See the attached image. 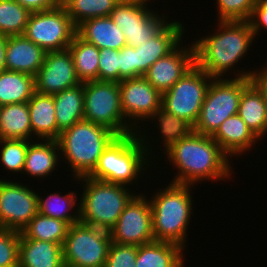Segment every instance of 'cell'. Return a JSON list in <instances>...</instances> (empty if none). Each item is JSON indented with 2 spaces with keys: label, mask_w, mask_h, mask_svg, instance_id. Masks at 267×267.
<instances>
[{
  "label": "cell",
  "mask_w": 267,
  "mask_h": 267,
  "mask_svg": "<svg viewBox=\"0 0 267 267\" xmlns=\"http://www.w3.org/2000/svg\"><path fill=\"white\" fill-rule=\"evenodd\" d=\"M216 24V32L194 39L195 64L213 78H223L232 71L236 78H254L260 69L235 68H239L236 64L246 57L256 39L248 21H218Z\"/></svg>",
  "instance_id": "cell-1"
},
{
  "label": "cell",
  "mask_w": 267,
  "mask_h": 267,
  "mask_svg": "<svg viewBox=\"0 0 267 267\" xmlns=\"http://www.w3.org/2000/svg\"><path fill=\"white\" fill-rule=\"evenodd\" d=\"M163 153L178 170L173 183L197 186L203 180L232 179L231 159L211 136L193 130Z\"/></svg>",
  "instance_id": "cell-2"
},
{
  "label": "cell",
  "mask_w": 267,
  "mask_h": 267,
  "mask_svg": "<svg viewBox=\"0 0 267 267\" xmlns=\"http://www.w3.org/2000/svg\"><path fill=\"white\" fill-rule=\"evenodd\" d=\"M144 134L147 135L138 129L133 134L117 136L103 151L94 171L88 177L129 187L130 184L134 186L138 179L143 180L141 178L144 173L146 175L145 170L153 165L152 160L157 157L155 154L151 156L154 149L148 142L151 138ZM151 158L153 159L150 162Z\"/></svg>",
  "instance_id": "cell-3"
},
{
  "label": "cell",
  "mask_w": 267,
  "mask_h": 267,
  "mask_svg": "<svg viewBox=\"0 0 267 267\" xmlns=\"http://www.w3.org/2000/svg\"><path fill=\"white\" fill-rule=\"evenodd\" d=\"M192 187L170 182L149 197L154 240L171 242L186 248L188 225L194 210L190 192Z\"/></svg>",
  "instance_id": "cell-4"
},
{
  "label": "cell",
  "mask_w": 267,
  "mask_h": 267,
  "mask_svg": "<svg viewBox=\"0 0 267 267\" xmlns=\"http://www.w3.org/2000/svg\"><path fill=\"white\" fill-rule=\"evenodd\" d=\"M116 137L112 130L87 120H81L62 131L57 139L60 156L73 170V179L88 177L103 151Z\"/></svg>",
  "instance_id": "cell-5"
},
{
  "label": "cell",
  "mask_w": 267,
  "mask_h": 267,
  "mask_svg": "<svg viewBox=\"0 0 267 267\" xmlns=\"http://www.w3.org/2000/svg\"><path fill=\"white\" fill-rule=\"evenodd\" d=\"M83 184L80 196V222L110 231L117 223L125 206L136 195L130 187L82 177L76 179ZM81 181V182H80Z\"/></svg>",
  "instance_id": "cell-6"
},
{
  "label": "cell",
  "mask_w": 267,
  "mask_h": 267,
  "mask_svg": "<svg viewBox=\"0 0 267 267\" xmlns=\"http://www.w3.org/2000/svg\"><path fill=\"white\" fill-rule=\"evenodd\" d=\"M253 78H213L193 130L212 136L228 118L237 114L243 89Z\"/></svg>",
  "instance_id": "cell-7"
},
{
  "label": "cell",
  "mask_w": 267,
  "mask_h": 267,
  "mask_svg": "<svg viewBox=\"0 0 267 267\" xmlns=\"http://www.w3.org/2000/svg\"><path fill=\"white\" fill-rule=\"evenodd\" d=\"M84 120L104 126L117 136L136 132L122 112L118 82H84Z\"/></svg>",
  "instance_id": "cell-8"
},
{
  "label": "cell",
  "mask_w": 267,
  "mask_h": 267,
  "mask_svg": "<svg viewBox=\"0 0 267 267\" xmlns=\"http://www.w3.org/2000/svg\"><path fill=\"white\" fill-rule=\"evenodd\" d=\"M109 231L78 222L69 226L63 262L76 267H104L111 244Z\"/></svg>",
  "instance_id": "cell-9"
},
{
  "label": "cell",
  "mask_w": 267,
  "mask_h": 267,
  "mask_svg": "<svg viewBox=\"0 0 267 267\" xmlns=\"http://www.w3.org/2000/svg\"><path fill=\"white\" fill-rule=\"evenodd\" d=\"M213 77L194 64L168 91L162 94V108L193 127Z\"/></svg>",
  "instance_id": "cell-10"
},
{
  "label": "cell",
  "mask_w": 267,
  "mask_h": 267,
  "mask_svg": "<svg viewBox=\"0 0 267 267\" xmlns=\"http://www.w3.org/2000/svg\"><path fill=\"white\" fill-rule=\"evenodd\" d=\"M150 0H120L110 18L122 30L126 44L134 48L152 39L170 20L151 10ZM157 12V13H156Z\"/></svg>",
  "instance_id": "cell-11"
},
{
  "label": "cell",
  "mask_w": 267,
  "mask_h": 267,
  "mask_svg": "<svg viewBox=\"0 0 267 267\" xmlns=\"http://www.w3.org/2000/svg\"><path fill=\"white\" fill-rule=\"evenodd\" d=\"M76 31L66 8L59 5L50 10L32 12L23 35L48 52L68 49Z\"/></svg>",
  "instance_id": "cell-12"
},
{
  "label": "cell",
  "mask_w": 267,
  "mask_h": 267,
  "mask_svg": "<svg viewBox=\"0 0 267 267\" xmlns=\"http://www.w3.org/2000/svg\"><path fill=\"white\" fill-rule=\"evenodd\" d=\"M13 179L0 178V228L20 232L38 213V193Z\"/></svg>",
  "instance_id": "cell-13"
},
{
  "label": "cell",
  "mask_w": 267,
  "mask_h": 267,
  "mask_svg": "<svg viewBox=\"0 0 267 267\" xmlns=\"http://www.w3.org/2000/svg\"><path fill=\"white\" fill-rule=\"evenodd\" d=\"M109 234L116 244L140 246L154 241L152 209L144 193L130 200Z\"/></svg>",
  "instance_id": "cell-14"
},
{
  "label": "cell",
  "mask_w": 267,
  "mask_h": 267,
  "mask_svg": "<svg viewBox=\"0 0 267 267\" xmlns=\"http://www.w3.org/2000/svg\"><path fill=\"white\" fill-rule=\"evenodd\" d=\"M119 88L121 108L125 119L136 131L142 126L144 132L147 131L144 123L154 111L162 107V94L144 77L122 80Z\"/></svg>",
  "instance_id": "cell-15"
},
{
  "label": "cell",
  "mask_w": 267,
  "mask_h": 267,
  "mask_svg": "<svg viewBox=\"0 0 267 267\" xmlns=\"http://www.w3.org/2000/svg\"><path fill=\"white\" fill-rule=\"evenodd\" d=\"M35 77V92L55 95L81 84L69 49L48 51Z\"/></svg>",
  "instance_id": "cell-16"
},
{
  "label": "cell",
  "mask_w": 267,
  "mask_h": 267,
  "mask_svg": "<svg viewBox=\"0 0 267 267\" xmlns=\"http://www.w3.org/2000/svg\"><path fill=\"white\" fill-rule=\"evenodd\" d=\"M181 42L171 53L158 59L144 78L161 94L168 91L195 64L193 41L182 46Z\"/></svg>",
  "instance_id": "cell-17"
},
{
  "label": "cell",
  "mask_w": 267,
  "mask_h": 267,
  "mask_svg": "<svg viewBox=\"0 0 267 267\" xmlns=\"http://www.w3.org/2000/svg\"><path fill=\"white\" fill-rule=\"evenodd\" d=\"M181 23L180 20L172 19L152 39L135 48L137 77H143L149 67L171 53L182 42L186 30Z\"/></svg>",
  "instance_id": "cell-18"
},
{
  "label": "cell",
  "mask_w": 267,
  "mask_h": 267,
  "mask_svg": "<svg viewBox=\"0 0 267 267\" xmlns=\"http://www.w3.org/2000/svg\"><path fill=\"white\" fill-rule=\"evenodd\" d=\"M46 53L24 35L8 36L6 70L35 76L44 63Z\"/></svg>",
  "instance_id": "cell-19"
},
{
  "label": "cell",
  "mask_w": 267,
  "mask_h": 267,
  "mask_svg": "<svg viewBox=\"0 0 267 267\" xmlns=\"http://www.w3.org/2000/svg\"><path fill=\"white\" fill-rule=\"evenodd\" d=\"M237 114L262 141L267 135V100L263 89L252 80L242 91Z\"/></svg>",
  "instance_id": "cell-20"
},
{
  "label": "cell",
  "mask_w": 267,
  "mask_h": 267,
  "mask_svg": "<svg viewBox=\"0 0 267 267\" xmlns=\"http://www.w3.org/2000/svg\"><path fill=\"white\" fill-rule=\"evenodd\" d=\"M211 137L230 158L245 155L259 141L238 114L228 117Z\"/></svg>",
  "instance_id": "cell-21"
},
{
  "label": "cell",
  "mask_w": 267,
  "mask_h": 267,
  "mask_svg": "<svg viewBox=\"0 0 267 267\" xmlns=\"http://www.w3.org/2000/svg\"><path fill=\"white\" fill-rule=\"evenodd\" d=\"M76 34L98 49L121 50L127 45L124 33L110 16L83 21L77 26Z\"/></svg>",
  "instance_id": "cell-22"
},
{
  "label": "cell",
  "mask_w": 267,
  "mask_h": 267,
  "mask_svg": "<svg viewBox=\"0 0 267 267\" xmlns=\"http://www.w3.org/2000/svg\"><path fill=\"white\" fill-rule=\"evenodd\" d=\"M36 141H29L23 174L37 179L48 178L53 170H58L56 166L61 160L59 144L57 140L51 139H36Z\"/></svg>",
  "instance_id": "cell-23"
},
{
  "label": "cell",
  "mask_w": 267,
  "mask_h": 267,
  "mask_svg": "<svg viewBox=\"0 0 267 267\" xmlns=\"http://www.w3.org/2000/svg\"><path fill=\"white\" fill-rule=\"evenodd\" d=\"M63 263L61 244L20 239L18 267H60Z\"/></svg>",
  "instance_id": "cell-24"
},
{
  "label": "cell",
  "mask_w": 267,
  "mask_h": 267,
  "mask_svg": "<svg viewBox=\"0 0 267 267\" xmlns=\"http://www.w3.org/2000/svg\"><path fill=\"white\" fill-rule=\"evenodd\" d=\"M184 250L180 245L154 240L137 246L135 264L136 267H184Z\"/></svg>",
  "instance_id": "cell-25"
},
{
  "label": "cell",
  "mask_w": 267,
  "mask_h": 267,
  "mask_svg": "<svg viewBox=\"0 0 267 267\" xmlns=\"http://www.w3.org/2000/svg\"><path fill=\"white\" fill-rule=\"evenodd\" d=\"M27 104L34 138L57 140L53 95L35 92Z\"/></svg>",
  "instance_id": "cell-26"
},
{
  "label": "cell",
  "mask_w": 267,
  "mask_h": 267,
  "mask_svg": "<svg viewBox=\"0 0 267 267\" xmlns=\"http://www.w3.org/2000/svg\"><path fill=\"white\" fill-rule=\"evenodd\" d=\"M53 97L58 139L62 131L84 120V83L58 92Z\"/></svg>",
  "instance_id": "cell-27"
},
{
  "label": "cell",
  "mask_w": 267,
  "mask_h": 267,
  "mask_svg": "<svg viewBox=\"0 0 267 267\" xmlns=\"http://www.w3.org/2000/svg\"><path fill=\"white\" fill-rule=\"evenodd\" d=\"M0 139H36L32 135L27 102L0 106Z\"/></svg>",
  "instance_id": "cell-28"
},
{
  "label": "cell",
  "mask_w": 267,
  "mask_h": 267,
  "mask_svg": "<svg viewBox=\"0 0 267 267\" xmlns=\"http://www.w3.org/2000/svg\"><path fill=\"white\" fill-rule=\"evenodd\" d=\"M39 195L38 192V213L65 221L70 226L80 222V202H78V195L75 191L68 192L64 195H60L58 192L50 193L46 197ZM74 207H76V210Z\"/></svg>",
  "instance_id": "cell-29"
},
{
  "label": "cell",
  "mask_w": 267,
  "mask_h": 267,
  "mask_svg": "<svg viewBox=\"0 0 267 267\" xmlns=\"http://www.w3.org/2000/svg\"><path fill=\"white\" fill-rule=\"evenodd\" d=\"M34 93V76L8 70L0 72V106L26 103Z\"/></svg>",
  "instance_id": "cell-30"
},
{
  "label": "cell",
  "mask_w": 267,
  "mask_h": 267,
  "mask_svg": "<svg viewBox=\"0 0 267 267\" xmlns=\"http://www.w3.org/2000/svg\"><path fill=\"white\" fill-rule=\"evenodd\" d=\"M68 49L72 55L75 72L80 82L98 80L100 49L84 41L77 34Z\"/></svg>",
  "instance_id": "cell-31"
},
{
  "label": "cell",
  "mask_w": 267,
  "mask_h": 267,
  "mask_svg": "<svg viewBox=\"0 0 267 267\" xmlns=\"http://www.w3.org/2000/svg\"><path fill=\"white\" fill-rule=\"evenodd\" d=\"M69 224L37 213L20 231V239L49 241L63 246Z\"/></svg>",
  "instance_id": "cell-32"
},
{
  "label": "cell",
  "mask_w": 267,
  "mask_h": 267,
  "mask_svg": "<svg viewBox=\"0 0 267 267\" xmlns=\"http://www.w3.org/2000/svg\"><path fill=\"white\" fill-rule=\"evenodd\" d=\"M156 119V120H155ZM152 120V121H151ZM156 121V125L153 127L158 128L157 133L159 134V138L157 140H161V144H163V151H167L172 145L177 143L180 139L186 137L193 131V126L188 123L186 120L173 115L172 113H168L162 107L159 110H156L152 113V115L146 121H151V123ZM161 134V135H160Z\"/></svg>",
  "instance_id": "cell-33"
},
{
  "label": "cell",
  "mask_w": 267,
  "mask_h": 267,
  "mask_svg": "<svg viewBox=\"0 0 267 267\" xmlns=\"http://www.w3.org/2000/svg\"><path fill=\"white\" fill-rule=\"evenodd\" d=\"M120 0H69L64 7L77 27L90 18L108 17Z\"/></svg>",
  "instance_id": "cell-34"
},
{
  "label": "cell",
  "mask_w": 267,
  "mask_h": 267,
  "mask_svg": "<svg viewBox=\"0 0 267 267\" xmlns=\"http://www.w3.org/2000/svg\"><path fill=\"white\" fill-rule=\"evenodd\" d=\"M31 12L15 0H0V34L23 35Z\"/></svg>",
  "instance_id": "cell-35"
},
{
  "label": "cell",
  "mask_w": 267,
  "mask_h": 267,
  "mask_svg": "<svg viewBox=\"0 0 267 267\" xmlns=\"http://www.w3.org/2000/svg\"><path fill=\"white\" fill-rule=\"evenodd\" d=\"M29 141L21 139H0V162L9 173L23 175Z\"/></svg>",
  "instance_id": "cell-36"
},
{
  "label": "cell",
  "mask_w": 267,
  "mask_h": 267,
  "mask_svg": "<svg viewBox=\"0 0 267 267\" xmlns=\"http://www.w3.org/2000/svg\"><path fill=\"white\" fill-rule=\"evenodd\" d=\"M218 21H248L256 0H216Z\"/></svg>",
  "instance_id": "cell-37"
},
{
  "label": "cell",
  "mask_w": 267,
  "mask_h": 267,
  "mask_svg": "<svg viewBox=\"0 0 267 267\" xmlns=\"http://www.w3.org/2000/svg\"><path fill=\"white\" fill-rule=\"evenodd\" d=\"M20 232L0 228V267H18Z\"/></svg>",
  "instance_id": "cell-38"
},
{
  "label": "cell",
  "mask_w": 267,
  "mask_h": 267,
  "mask_svg": "<svg viewBox=\"0 0 267 267\" xmlns=\"http://www.w3.org/2000/svg\"><path fill=\"white\" fill-rule=\"evenodd\" d=\"M137 246L111 242L104 267H136Z\"/></svg>",
  "instance_id": "cell-39"
},
{
  "label": "cell",
  "mask_w": 267,
  "mask_h": 267,
  "mask_svg": "<svg viewBox=\"0 0 267 267\" xmlns=\"http://www.w3.org/2000/svg\"><path fill=\"white\" fill-rule=\"evenodd\" d=\"M98 80L119 83V50L100 49Z\"/></svg>",
  "instance_id": "cell-40"
},
{
  "label": "cell",
  "mask_w": 267,
  "mask_h": 267,
  "mask_svg": "<svg viewBox=\"0 0 267 267\" xmlns=\"http://www.w3.org/2000/svg\"><path fill=\"white\" fill-rule=\"evenodd\" d=\"M137 78L135 48L126 45L119 50V83L122 80Z\"/></svg>",
  "instance_id": "cell-41"
},
{
  "label": "cell",
  "mask_w": 267,
  "mask_h": 267,
  "mask_svg": "<svg viewBox=\"0 0 267 267\" xmlns=\"http://www.w3.org/2000/svg\"><path fill=\"white\" fill-rule=\"evenodd\" d=\"M251 30L253 31L255 38L263 28L267 29V4L256 3L254 6L251 16L248 19Z\"/></svg>",
  "instance_id": "cell-42"
},
{
  "label": "cell",
  "mask_w": 267,
  "mask_h": 267,
  "mask_svg": "<svg viewBox=\"0 0 267 267\" xmlns=\"http://www.w3.org/2000/svg\"><path fill=\"white\" fill-rule=\"evenodd\" d=\"M32 12L46 11L58 7V0H15Z\"/></svg>",
  "instance_id": "cell-43"
},
{
  "label": "cell",
  "mask_w": 267,
  "mask_h": 267,
  "mask_svg": "<svg viewBox=\"0 0 267 267\" xmlns=\"http://www.w3.org/2000/svg\"><path fill=\"white\" fill-rule=\"evenodd\" d=\"M8 36L0 34V72L6 70V45Z\"/></svg>",
  "instance_id": "cell-44"
},
{
  "label": "cell",
  "mask_w": 267,
  "mask_h": 267,
  "mask_svg": "<svg viewBox=\"0 0 267 267\" xmlns=\"http://www.w3.org/2000/svg\"><path fill=\"white\" fill-rule=\"evenodd\" d=\"M253 80L263 89L267 100V79L258 73Z\"/></svg>",
  "instance_id": "cell-45"
},
{
  "label": "cell",
  "mask_w": 267,
  "mask_h": 267,
  "mask_svg": "<svg viewBox=\"0 0 267 267\" xmlns=\"http://www.w3.org/2000/svg\"><path fill=\"white\" fill-rule=\"evenodd\" d=\"M267 61V60H266ZM265 64H266V66H265ZM262 68H260V74L265 78V79H267V62L266 63H264V65L263 66H261Z\"/></svg>",
  "instance_id": "cell-46"
},
{
  "label": "cell",
  "mask_w": 267,
  "mask_h": 267,
  "mask_svg": "<svg viewBox=\"0 0 267 267\" xmlns=\"http://www.w3.org/2000/svg\"><path fill=\"white\" fill-rule=\"evenodd\" d=\"M69 0H58L59 4L64 6Z\"/></svg>",
  "instance_id": "cell-47"
},
{
  "label": "cell",
  "mask_w": 267,
  "mask_h": 267,
  "mask_svg": "<svg viewBox=\"0 0 267 267\" xmlns=\"http://www.w3.org/2000/svg\"><path fill=\"white\" fill-rule=\"evenodd\" d=\"M60 267H76V266H73V265H69V264L63 263Z\"/></svg>",
  "instance_id": "cell-48"
},
{
  "label": "cell",
  "mask_w": 267,
  "mask_h": 267,
  "mask_svg": "<svg viewBox=\"0 0 267 267\" xmlns=\"http://www.w3.org/2000/svg\"><path fill=\"white\" fill-rule=\"evenodd\" d=\"M256 3H263V4H267V0H256Z\"/></svg>",
  "instance_id": "cell-49"
}]
</instances>
